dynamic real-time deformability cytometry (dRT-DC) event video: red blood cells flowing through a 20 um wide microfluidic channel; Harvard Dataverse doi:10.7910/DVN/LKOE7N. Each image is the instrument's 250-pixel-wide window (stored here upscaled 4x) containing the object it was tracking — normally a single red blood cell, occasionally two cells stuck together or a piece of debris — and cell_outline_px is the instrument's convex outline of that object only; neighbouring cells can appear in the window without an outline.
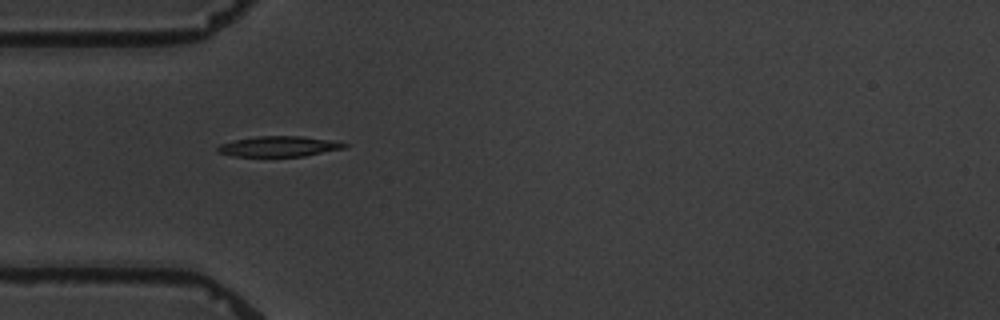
{"species": "common noctule bat (a hibernating species)", "species_latin": "Nyctalus noctula", "temperature_condition": "warm", "stored_images_in_passage": 5, "camera_frame_rate_fps": 3000, "um_per_image_px": 0.085, "animal": {"sex": "male", "body_mass_g": 19.5, "forearm_length_mm": 54.6}, "frame": {"image": 1, "passage_image": 4, "time_ms": 4.333, "image_size_px": [1000, 320], "cell_outline_px": [[348, 144], [344, 148], [304, 156], [232, 156], [216, 152], [216, 148], [220, 144], [232, 140], [256, 136], [300, 136], [328, 140]], "centroid_in_image_um": [23.61, 12.44], "position_along_channel_um": 61.4, "area_um2": 14.97}}
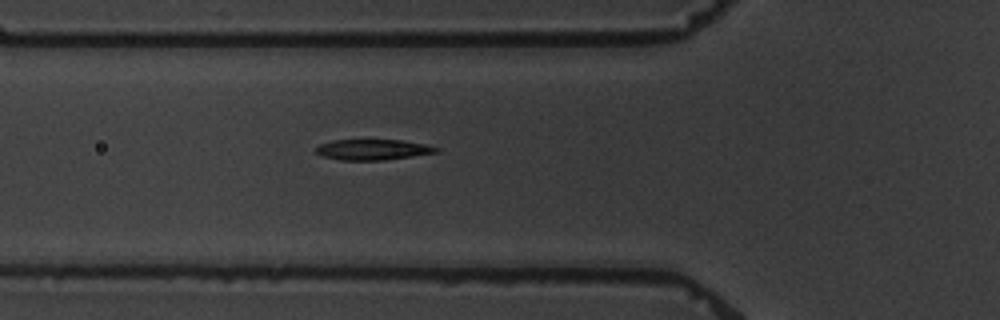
{"frame": {"image": 2, "passage_image": 5, "time_ms": 5.333, "image_size_px": [1000, 320], "cell_outline_px": [[440, 152], [384, 160], [340, 160], [324, 156], [316, 152], [316, 148], [320, 144], [332, 140], [400, 140], [424, 144], [440, 148]], "centroid_in_image_um": [31.71, 12.72], "position_along_channel_um": 94.1, "area_um2": 14.33}}